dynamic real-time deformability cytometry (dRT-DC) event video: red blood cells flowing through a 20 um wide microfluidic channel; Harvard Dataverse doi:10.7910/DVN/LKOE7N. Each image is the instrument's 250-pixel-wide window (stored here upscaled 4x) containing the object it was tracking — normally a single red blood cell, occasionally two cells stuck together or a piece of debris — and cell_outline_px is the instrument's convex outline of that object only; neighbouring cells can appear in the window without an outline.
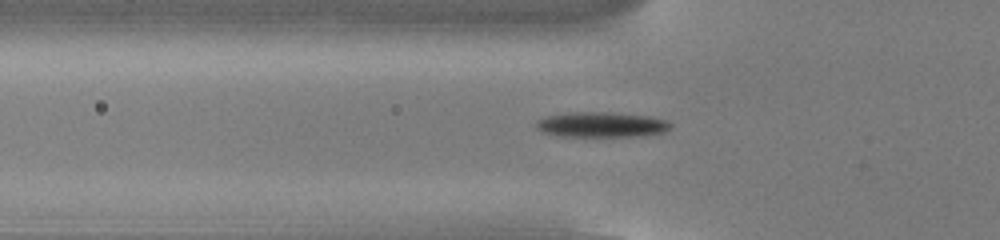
{"species": "common noctule bat (a hibernating species)", "species_latin": "Nyctalus noctula", "temperature_condition": "cold", "stored_images_in_passage": 54, "camera_frame_rate_fps": 3000, "um_per_image_px": 0.085, "animal": {"sex": "male", "body_mass_g": 13.0, "forearm_length_mm": 53.1}, "frame": {"image": 1, "passage_image": 19, "time_ms": 6.0, "image_size_px": [1000, 240], "cell_outline_px": [[672, 128], [664, 132], [640, 136], [560, 136], [540, 132], [536, 128], [536, 120], [548, 116], [568, 112], [608, 112], [648, 116], [664, 120], [672, 124]], "centroid_in_image_um": [51.09, 10.59], "position_along_channel_um": 74.7, "area_um2": 19.77}}
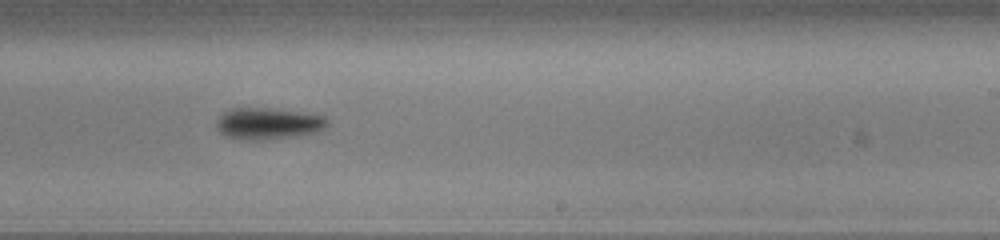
{"frame": {"image": 2, "passage_image": 34, "time_ms": 11.0, "image_size_px": [1000, 240], "cell_outline_px": [[328, 124], [324, 128], [316, 132], [296, 136], [264, 140], [240, 140], [228, 136], [220, 132], [216, 128], [216, 120], [228, 108], [264, 108], [296, 112], [324, 116], [328, 120]], "centroid_in_image_um": [22.74, 10.51], "position_along_channel_um": 266.3, "area_um2": 20.29}}
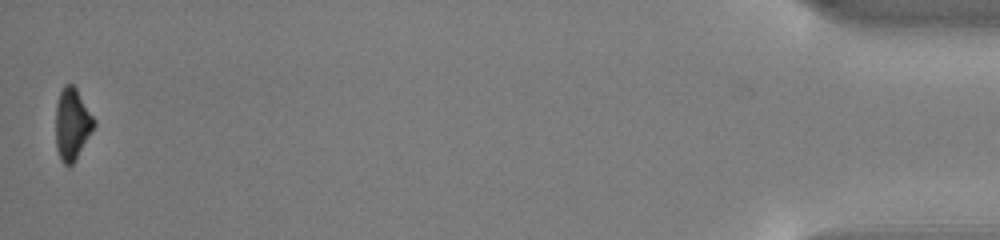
{"frame": {"image": 3, "passage_image": 54, "time_ms": 17.667, "image_size_px": [1000, 240], "cell_outline_px": [[96, 124], [72, 164], [68, 168], [64, 164], [56, 148], [56, 104], [60, 92], [64, 84], [72, 84], [76, 88], [96, 120]], "centroid_in_image_um": [6.13, 10.52], "position_along_channel_um": 429.1, "area_um2": 15.84}, "authors_computed_cell_mechanics": {"area_um2": 17.6579, "velocity_mm_per_s": 3.8343, "shape_relaxation_time_tau1_ms": 2.7697, "shape_relaxation_time_tau2_ms": null, "deformation_change_tau1": 0.1553, "deformation_change_tau2": null}}